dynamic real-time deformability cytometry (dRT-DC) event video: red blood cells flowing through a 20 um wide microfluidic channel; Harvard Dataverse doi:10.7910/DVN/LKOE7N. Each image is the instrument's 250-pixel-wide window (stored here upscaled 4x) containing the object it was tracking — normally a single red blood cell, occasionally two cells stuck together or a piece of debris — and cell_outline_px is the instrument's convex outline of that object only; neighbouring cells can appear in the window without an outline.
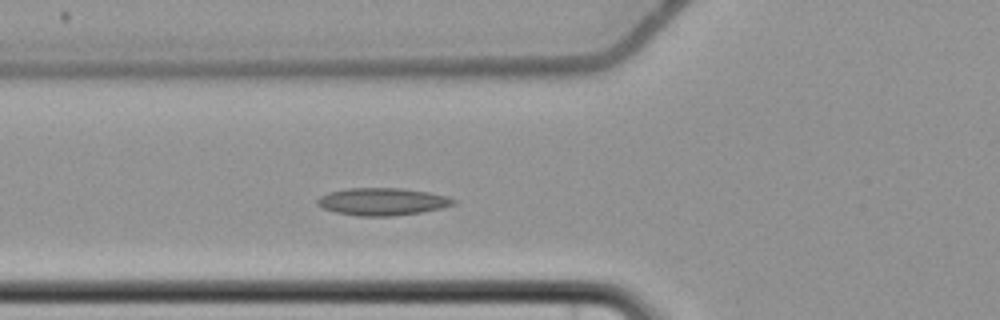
{"species": "common noctule bat (a hibernating species)", "species_latin": "Nyctalus noctula", "temperature_condition": "cold", "stored_images_in_passage": 5, "camera_frame_rate_fps": 3000, "um_per_image_px": 0.085, "animal": {"sex": "female", "body_mass_g": 22.7, "forearm_length_mm": 54.2}, "frame": {"image": 1, "passage_image": 5, "time_ms": 5.0, "image_size_px": [1000, 320], "cell_outline_px": [[456, 204], [444, 208], [420, 212], [392, 216], [356, 216], [336, 212], [324, 208], [316, 204], [316, 200], [320, 196], [328, 192], [348, 188], [400, 188], [428, 192], [448, 196], [456, 200]], "centroid_in_image_um": [32.51, 17.14], "position_along_channel_um": 93.3, "area_um2": 21.85}}